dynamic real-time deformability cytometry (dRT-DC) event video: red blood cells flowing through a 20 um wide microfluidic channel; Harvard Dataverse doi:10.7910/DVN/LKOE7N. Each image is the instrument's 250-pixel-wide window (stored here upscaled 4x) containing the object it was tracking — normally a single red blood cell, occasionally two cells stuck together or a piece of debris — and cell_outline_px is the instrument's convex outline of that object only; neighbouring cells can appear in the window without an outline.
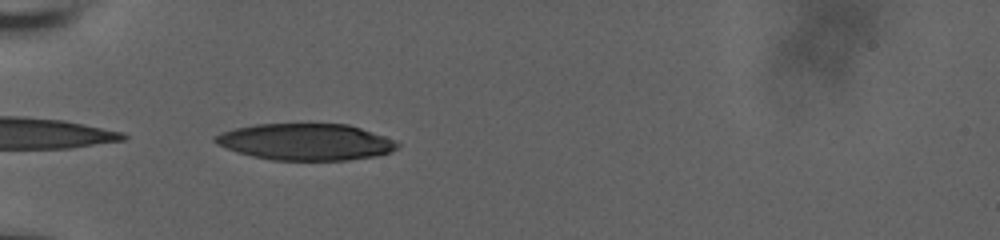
{"species": "human", "species_latin": "Homo sapiens", "temperature_condition": "room temperature", "stored_images_in_passage": 15, "camera_frame_rate_fps": 3000, "um_per_image_px": 0.085, "donor": {"sex": "male"}, "frame": {"image": 1, "passage_image": 1, "time_ms": 0.0, "image_size_px": [1000, 240], "cell_outline_px": [[400, 144], [396, 148], [388, 152], [376, 156], [348, 160], [272, 160], [252, 156], [216, 144], [212, 140], [212, 136], [236, 128], [256, 124], [348, 124], [396, 140]], "centroid_in_image_um": [25.98, 12.06], "position_along_channel_um": 59.0, "area_um2": 38.61}}
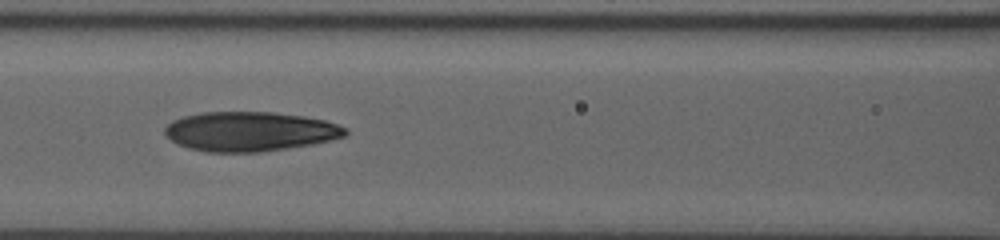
{"frame": {"image": 2, "passage_image": 9, "time_ms": 2.667, "image_size_px": [1000, 240], "cell_outline_px": [[348, 132], [344, 136], [312, 144], [260, 152], [208, 152], [188, 148], [176, 144], [164, 132], [164, 128], [172, 120], [184, 116], [200, 112], [272, 112], [304, 116], [324, 120], [348, 128]], "centroid_in_image_um": [21.21, 11.17], "position_along_channel_um": 145.4, "area_um2": 41.5}}
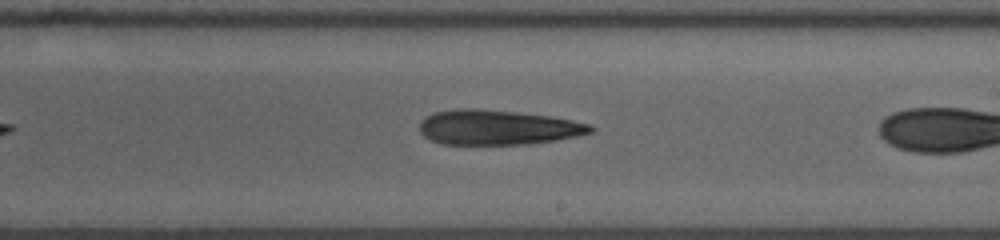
{"frame": {"image": 3, "passage_image": 14, "time_ms": 4.333, "image_size_px": [1000, 240], "cell_outline_px": [[596, 128], [592, 132], [576, 136], [556, 140], [528, 144], [440, 144], [424, 136], [420, 132], [420, 120], [432, 112], [456, 108], [480, 108], [520, 112], [548, 116], [572, 120], [588, 124]], "centroid_in_image_um": [42.26, 10.81], "position_along_channel_um": 246.7, "area_um2": 34.97}}